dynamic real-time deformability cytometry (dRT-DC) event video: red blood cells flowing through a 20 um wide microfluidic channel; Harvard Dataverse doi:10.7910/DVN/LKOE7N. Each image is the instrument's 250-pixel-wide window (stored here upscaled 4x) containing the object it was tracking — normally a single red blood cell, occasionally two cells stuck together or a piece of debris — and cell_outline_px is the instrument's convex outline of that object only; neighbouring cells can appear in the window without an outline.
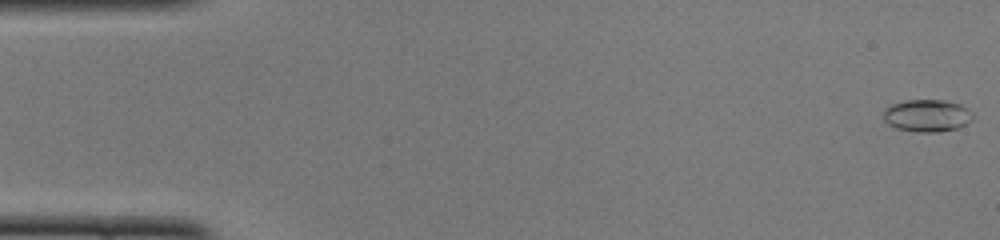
{"species": "common noctule bat (a hibernating species)", "species_latin": "Nyctalus noctula", "temperature_condition": "cold", "stored_images_in_passage": 43, "camera_frame_rate_fps": 3000, "um_per_image_px": 0.085, "animal": {"sex": "female", "body_mass_g": 22.0, "forearm_length_mm": 56.7}, "frame": {"image": 1, "passage_image": 1, "time_ms": 0.0, "image_size_px": [1000, 240], "cell_outline_px": [[972, 120], [956, 128], [940, 132], [920, 132], [896, 128], [888, 124], [884, 120], [884, 108], [892, 104], [904, 100], [944, 100], [960, 104], [968, 108], [972, 112]], "centroid_in_image_um": [78.79, 9.82], "position_along_channel_um": 6.2, "area_um2": 16.82}}
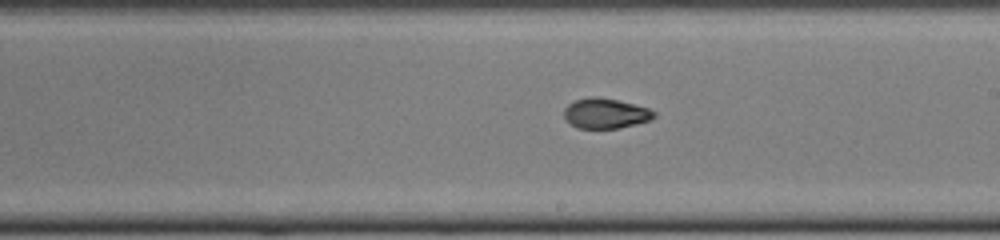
{"frame": {"image": 2, "passage_image": 28, "time_ms": 9.0, "image_size_px": [1000, 240], "cell_outline_px": [[656, 116], [652, 120], [620, 128], [576, 128], [564, 116], [564, 108], [568, 104], [576, 100], [592, 96], [596, 96], [616, 100], [648, 108], [656, 112]], "centroid_in_image_um": [51.49, 9.64], "position_along_channel_um": 237.5, "area_um2": 15.72}}
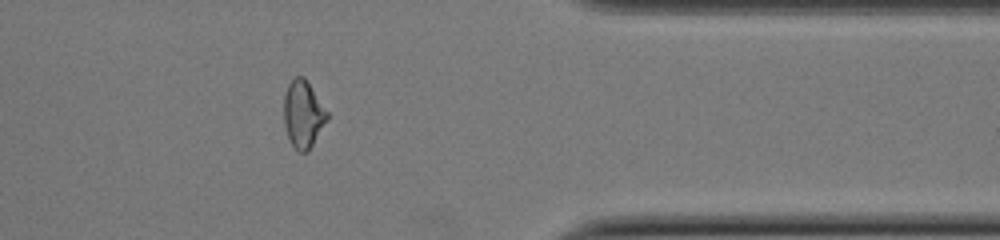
{"frame": {"image": 3, "passage_image": 40, "time_ms": 13.0, "image_size_px": [1000, 240], "cell_outline_px": [[328, 120], [308, 152], [300, 152], [292, 144], [288, 136], [284, 124], [284, 96], [288, 84], [296, 76], [304, 76], [328, 112]], "centroid_in_image_um": [25.78, 9.7], "position_along_channel_um": 385.6, "area_um2": 16.88}}